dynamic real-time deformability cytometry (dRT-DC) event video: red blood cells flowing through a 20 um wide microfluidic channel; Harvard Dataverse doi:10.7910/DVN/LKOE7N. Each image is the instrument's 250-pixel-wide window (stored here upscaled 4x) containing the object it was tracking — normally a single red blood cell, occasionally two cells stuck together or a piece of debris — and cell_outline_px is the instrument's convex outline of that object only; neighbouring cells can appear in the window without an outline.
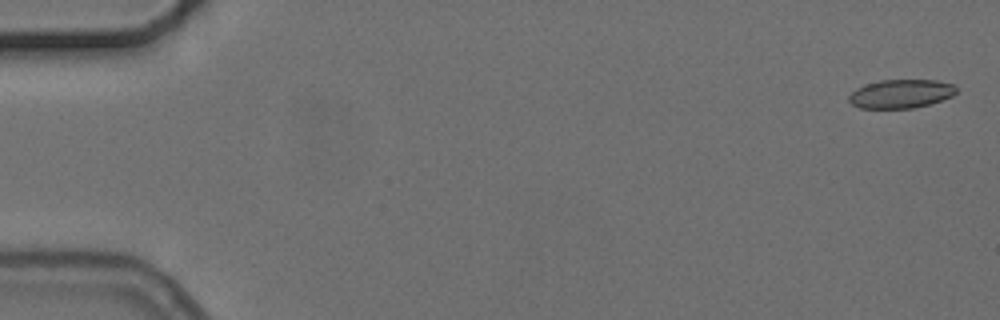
{"species": "common noctule bat (a hibernating species)", "species_latin": "Nyctalus noctula", "temperature_condition": "cold", "stored_images_in_passage": 8, "camera_frame_rate_fps": 3000, "um_per_image_px": 0.085, "animal": {"sex": "female", "body_mass_g": 24.6, "forearm_length_mm": 56.2}, "frame": {"image": 1, "passage_image": 1, "time_ms": 0.0, "image_size_px": [1000, 320], "cell_outline_px": [[956, 92], [952, 96], [928, 104], [912, 108], [860, 108], [852, 104], [848, 100], [848, 96], [856, 88], [880, 80], [936, 80], [956, 84]], "centroid_in_image_um": [76.58, 7.96], "position_along_channel_um": 8.4, "area_um2": 17.86}}
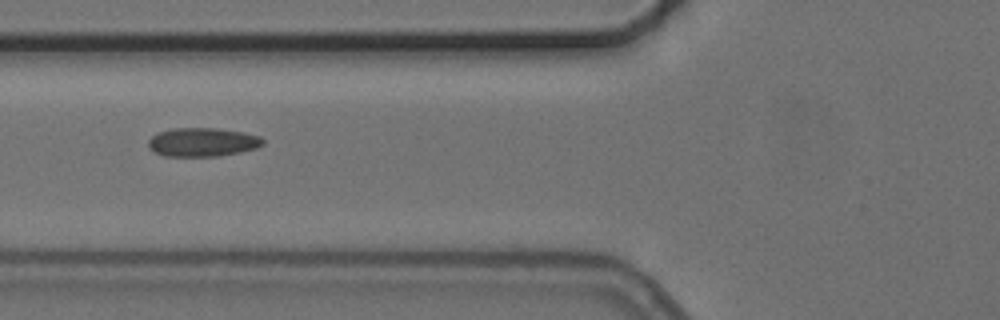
{"frame": {"image": 2, "passage_image": 6, "time_ms": 6.667, "image_size_px": [1000, 320], "cell_outline_px": [[264, 144], [256, 148], [240, 152], [220, 156], [164, 156], [148, 148], [148, 140], [152, 136], [160, 132], [172, 128], [216, 128], [244, 132], [260, 136], [264, 140]], "centroid_in_image_um": [17.23, 12.08], "position_along_channel_um": 108.6, "area_um2": 19.25}}
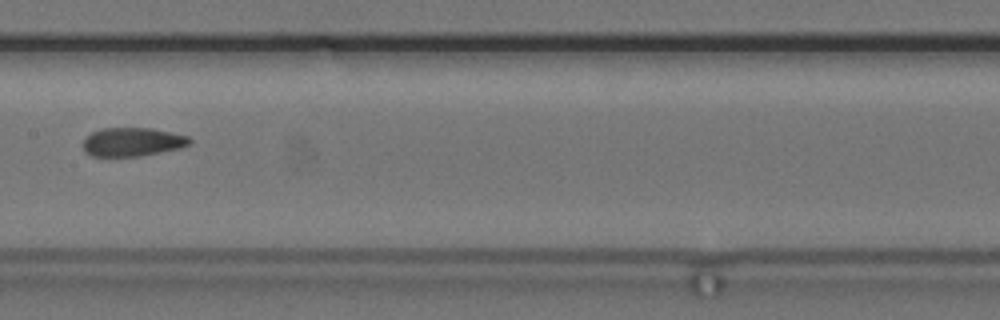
{"frame": {"image": 3, "passage_image": 8, "time_ms": 9.0, "image_size_px": [1000, 320], "cell_outline_px": [[192, 140], [188, 144], [180, 148], [140, 156], [92, 156], [84, 152], [84, 136], [100, 128], [152, 128], [188, 136]], "centroid_in_image_um": [11.22, 12.06], "position_along_channel_um": 196.2, "area_um2": 17.8}}